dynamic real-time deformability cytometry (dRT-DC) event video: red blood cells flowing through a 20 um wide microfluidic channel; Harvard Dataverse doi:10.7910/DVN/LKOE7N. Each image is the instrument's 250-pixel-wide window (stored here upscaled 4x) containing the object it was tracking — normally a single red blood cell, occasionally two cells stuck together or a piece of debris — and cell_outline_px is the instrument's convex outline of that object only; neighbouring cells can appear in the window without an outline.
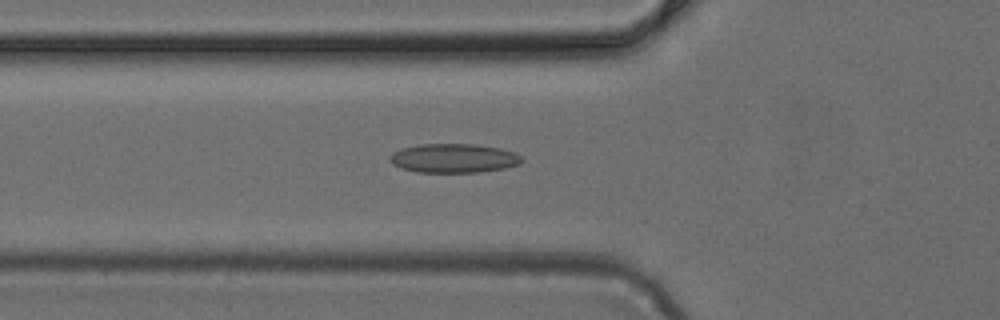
{"species": "common noctule bat (a hibernating species)", "species_latin": "Nyctalus noctula", "temperature_condition": "cold", "stored_images_in_passage": 48, "camera_frame_rate_fps": 3000, "um_per_image_px": 0.085, "animal": {"sex": "female", "body_mass_g": 24.6, "forearm_length_mm": 56.2}, "frame": {"image": 1, "passage_image": 17, "time_ms": 5.333, "image_size_px": [1000, 320], "cell_outline_px": [[524, 160], [520, 164], [504, 168], [476, 172], [416, 172], [392, 164], [388, 160], [388, 156], [392, 152], [400, 148], [420, 144], [476, 144], [500, 148], [516, 152]], "centroid_in_image_um": [38.55, 13.44], "position_along_channel_um": 87.3, "area_um2": 22.48}}
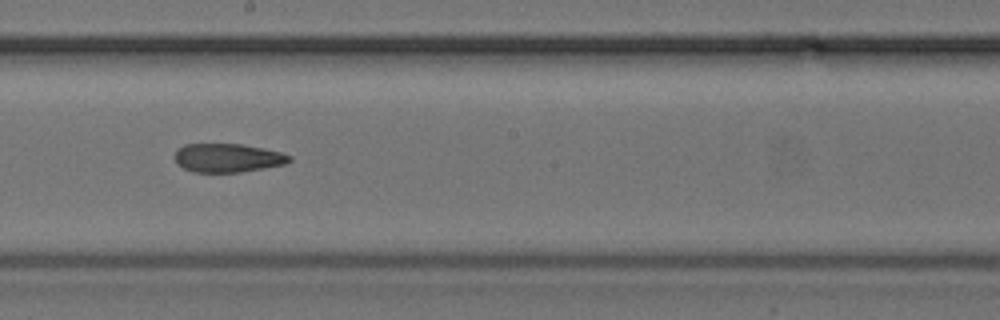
{"frame": {"image": 2, "passage_image": 27, "time_ms": 8.667, "image_size_px": [1000, 320], "cell_outline_px": [[292, 160], [284, 164], [264, 168], [240, 172], [192, 172], [176, 164], [172, 156], [184, 144], [240, 144], [264, 148], [280, 152], [292, 156]], "centroid_in_image_um": [19.33, 13.42], "position_along_channel_um": 228.9, "area_um2": 19.25}}
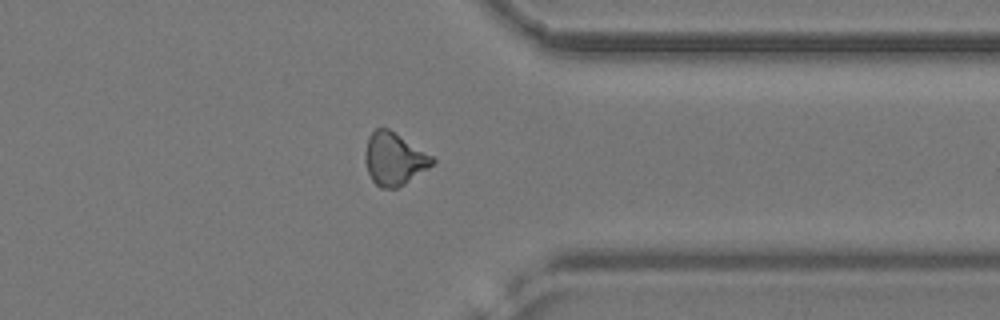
{"frame": {"image": 3, "passage_image": 38, "time_ms": 12.333, "image_size_px": [1000, 320], "cell_outline_px": [[436, 160], [428, 168], [404, 184], [396, 188], [380, 188], [372, 180], [368, 172], [364, 160], [364, 152], [368, 136], [376, 128], [388, 128], [432, 156]], "centroid_in_image_um": [33.46, 13.51], "position_along_channel_um": 377.9, "area_um2": 20.4}}